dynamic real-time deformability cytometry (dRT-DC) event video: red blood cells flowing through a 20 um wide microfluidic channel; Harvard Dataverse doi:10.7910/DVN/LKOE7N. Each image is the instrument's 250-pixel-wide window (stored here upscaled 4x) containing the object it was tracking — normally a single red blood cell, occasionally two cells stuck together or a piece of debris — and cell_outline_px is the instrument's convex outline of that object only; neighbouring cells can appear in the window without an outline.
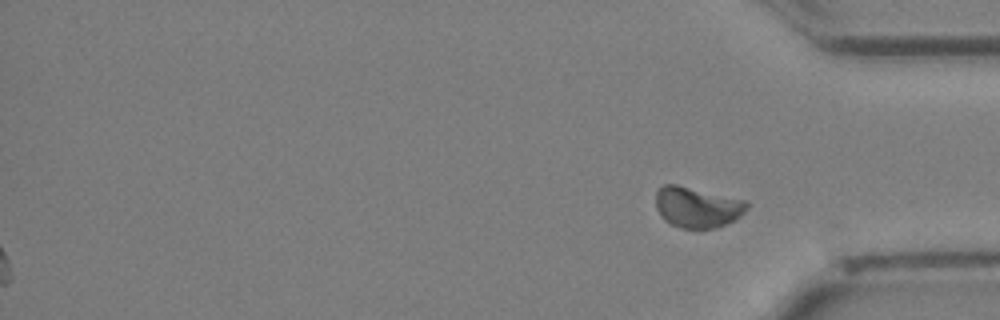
{"species": "Egyptian fruit bat (a non-hibernating species)", "species_latin": "Rousettus aegyptiacus", "temperature_condition": "cold", "stored_images_in_passage": 27, "segment_of_instrument_passage": [2, 2], "camera_frame_rate_fps": 3000, "um_per_image_px": 0.085, "animal": {"sex": "female"}, "frame": {"image": 1, "passage_image": 27, "time_ms": 8.667, "image_size_px": [1000, 320], "cell_outline_px": [[748, 208], [736, 220], [716, 228], [680, 228], [664, 220], [660, 216], [656, 208], [656, 192], [664, 184], [676, 184], [748, 200]], "centroid_in_image_um": [59.28, 17.61], "position_along_channel_um": 375.9, "area_um2": 21.85}}